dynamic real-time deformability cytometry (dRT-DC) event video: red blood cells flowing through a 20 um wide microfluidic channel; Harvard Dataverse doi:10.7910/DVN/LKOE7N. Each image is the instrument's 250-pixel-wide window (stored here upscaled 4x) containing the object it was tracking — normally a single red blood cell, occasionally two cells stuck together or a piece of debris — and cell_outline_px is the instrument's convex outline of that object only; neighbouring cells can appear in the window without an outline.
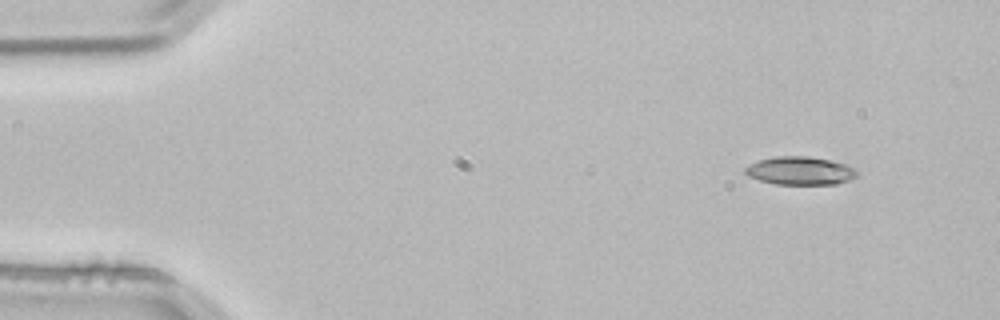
{"species": "common noctule bat (a hibernating species)", "species_latin": "Nyctalus noctula", "temperature_condition": "room temperature", "stored_images_in_passage": 3, "camera_frame_rate_fps": 3000, "um_per_image_px": 0.085, "animal": {"sex": "male", "body_mass_g": 21.5, "forearm_length_mm": 52.0}, "frame": {"image": 1, "passage_image": 1, "time_ms": 0.0, "image_size_px": [1000, 320], "cell_outline_px": [[860, 172], [852, 180], [836, 184], [776, 184], [760, 180], [748, 176], [744, 172], [744, 168], [748, 164], [756, 160], [776, 156], [808, 156], [848, 164]], "centroid_in_image_um": [68.02, 14.51], "position_along_channel_um": 17.0, "area_um2": 18.61}}
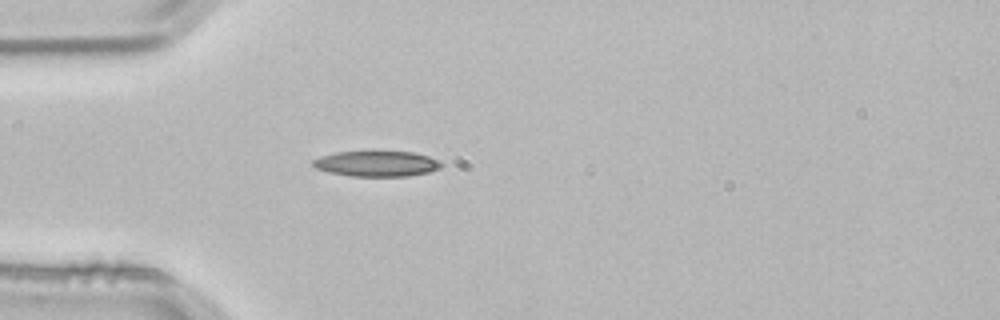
{"frame": {"image": 2, "passage_image": 3, "time_ms": 0.667, "image_size_px": [1000, 320], "cell_outline_px": [[444, 164], [440, 168], [428, 172], [408, 176], [348, 176], [328, 172], [316, 168], [312, 164], [312, 160], [320, 156], [336, 152], [412, 152], [428, 156], [440, 160]], "centroid_in_image_um": [32.02, 13.92], "position_along_channel_um": 53.0, "area_um2": 19.07}}